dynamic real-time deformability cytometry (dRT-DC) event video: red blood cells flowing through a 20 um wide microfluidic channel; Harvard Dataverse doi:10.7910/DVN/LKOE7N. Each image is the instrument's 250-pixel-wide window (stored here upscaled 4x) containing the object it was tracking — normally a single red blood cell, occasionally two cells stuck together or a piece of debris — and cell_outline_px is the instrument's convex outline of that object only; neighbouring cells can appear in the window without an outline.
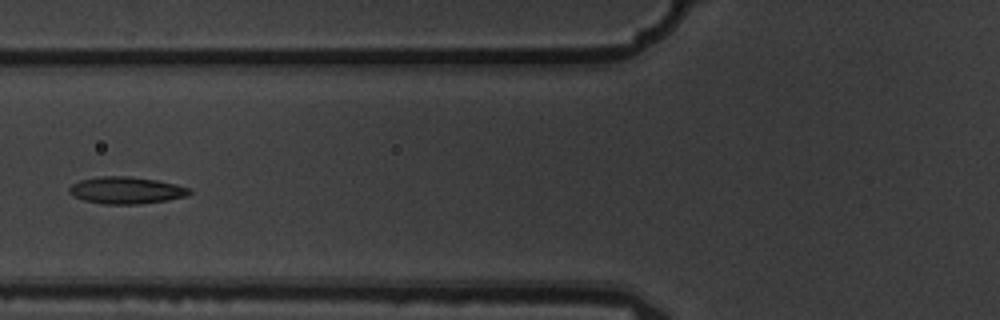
{"species": "common noctule bat (a hibernating species)", "species_latin": "Nyctalus noctula", "temperature_condition": "warm", "stored_images_in_passage": 2, "camera_frame_rate_fps": 3000, "um_per_image_px": 0.085, "animal": {"sex": "male", "body_mass_g": 19.5, "forearm_length_mm": 54.6}, "frame": {"image": 1, "passage_image": 2, "time_ms": 0.333, "image_size_px": [1000, 320], "cell_outline_px": [[192, 192], [184, 196], [168, 200], [136, 204], [104, 204], [84, 200], [72, 196], [68, 192], [68, 188], [72, 184], [80, 180], [100, 176], [128, 176], [156, 180], [176, 184], [188, 188]], "centroid_in_image_um": [10.68, 16.17], "position_along_channel_um": 115.1, "area_um2": 18.79}}